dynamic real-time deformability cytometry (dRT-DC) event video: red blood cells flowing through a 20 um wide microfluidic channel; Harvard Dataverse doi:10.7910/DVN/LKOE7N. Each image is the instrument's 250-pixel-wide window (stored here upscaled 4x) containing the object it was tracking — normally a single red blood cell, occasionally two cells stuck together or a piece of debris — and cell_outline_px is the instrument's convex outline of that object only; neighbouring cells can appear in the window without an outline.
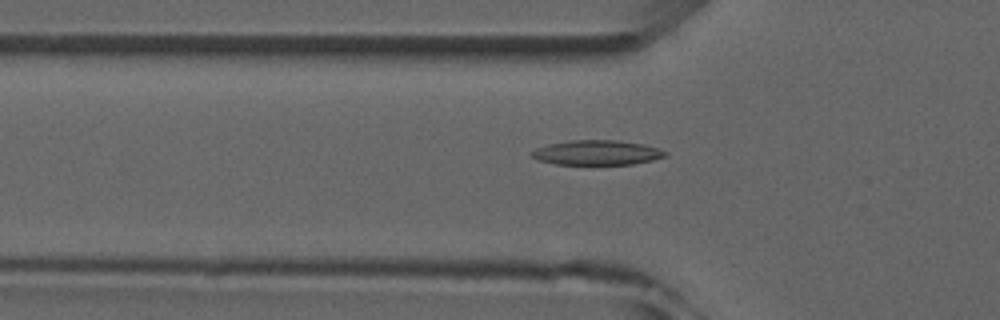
{"species": "common noctule bat (a hibernating species)", "species_latin": "Nyctalus noctula", "temperature_condition": "room temperature", "stored_images_in_passage": 5, "camera_frame_rate_fps": 3000, "um_per_image_px": 0.085, "animal": {"sex": "male", "forearm_length_mm": 52.5}, "frame": {"image": 1, "passage_image": 5, "time_ms": 5.333, "image_size_px": [1000, 320], "cell_outline_px": [[668, 156], [652, 160], [632, 164], [556, 164], [536, 160], [528, 152], [536, 148], [548, 144], [572, 140], [616, 140], [644, 144], [668, 152]], "centroid_in_image_um": [50.71, 12.97], "position_along_channel_um": 75.1, "area_um2": 19.31}}